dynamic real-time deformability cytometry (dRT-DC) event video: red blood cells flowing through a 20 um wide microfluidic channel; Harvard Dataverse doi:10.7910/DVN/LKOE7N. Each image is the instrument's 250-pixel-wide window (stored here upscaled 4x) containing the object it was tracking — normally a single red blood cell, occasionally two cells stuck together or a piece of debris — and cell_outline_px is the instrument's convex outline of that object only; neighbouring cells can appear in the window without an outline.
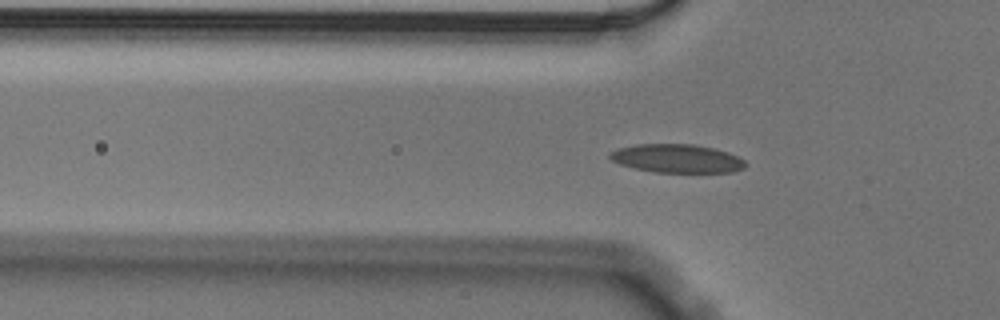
{"species": "Egyptian fruit bat (a non-hibernating species)", "species_latin": "Rousettus aegyptiacus", "temperature_condition": "cold", "stored_images_in_passage": 42, "camera_frame_rate_fps": 3000, "um_per_image_px": 0.085, "animal": {"sex": "male"}, "frame": {"image": 1, "passage_image": 3, "time_ms": 0.667, "image_size_px": [1000, 320], "cell_outline_px": [[748, 164], [744, 168], [732, 172], [656, 172], [636, 168], [620, 164], [612, 160], [608, 156], [608, 152], [616, 148], [636, 144], [696, 144], [728, 152], [744, 160]], "centroid_in_image_um": [57.52, 13.46], "position_along_channel_um": 68.3, "area_um2": 22.54}}
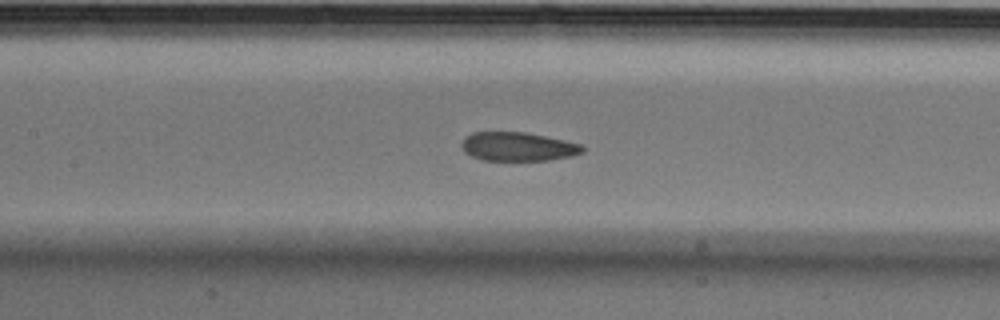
{"frame": {"image": 2, "passage_image": 11, "time_ms": 3.333, "image_size_px": [1000, 320], "cell_outline_px": [[584, 152], [572, 156], [548, 160], [480, 160], [464, 152], [460, 144], [464, 136], [472, 132], [524, 132], [564, 140], [580, 144], [584, 148]], "centroid_in_image_um": [43.98, 12.46], "position_along_channel_um": 163.4, "area_um2": 20.35}}
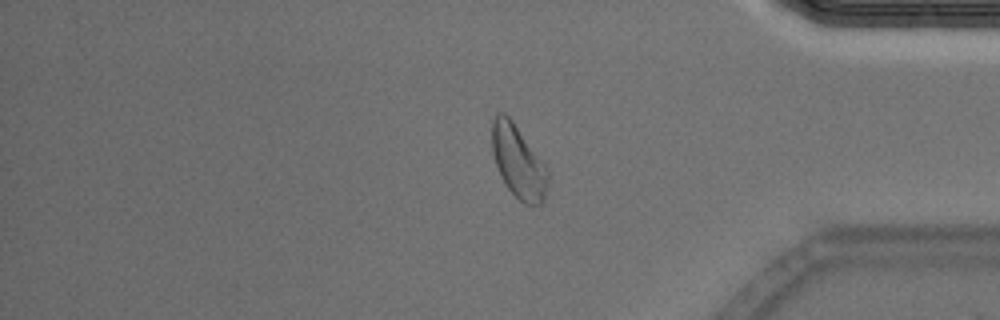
{"frame": {"image": 3, "passage_image": 32, "time_ms": 10.333, "image_size_px": [1000, 320], "cell_outline_px": [[548, 176], [544, 200], [540, 204], [524, 204], [508, 188], [500, 176], [492, 152], [492, 120], [500, 112], [504, 112], [512, 120], [548, 168]], "centroid_in_image_um": [44.05, 13.74], "position_along_channel_um": 391.2, "area_um2": 23.41}, "authors_computed_cell_mechanics": {"area_um2": 21.8484, "velocity_mm_per_s": 3.543, "shape_relaxation_time_tau1_ms": 9.0662, "shape_relaxation_time_tau2_ms": 1.8453, "deformation_change_tau1": 0.1973, "deformation_change_tau2": 0.0632}}